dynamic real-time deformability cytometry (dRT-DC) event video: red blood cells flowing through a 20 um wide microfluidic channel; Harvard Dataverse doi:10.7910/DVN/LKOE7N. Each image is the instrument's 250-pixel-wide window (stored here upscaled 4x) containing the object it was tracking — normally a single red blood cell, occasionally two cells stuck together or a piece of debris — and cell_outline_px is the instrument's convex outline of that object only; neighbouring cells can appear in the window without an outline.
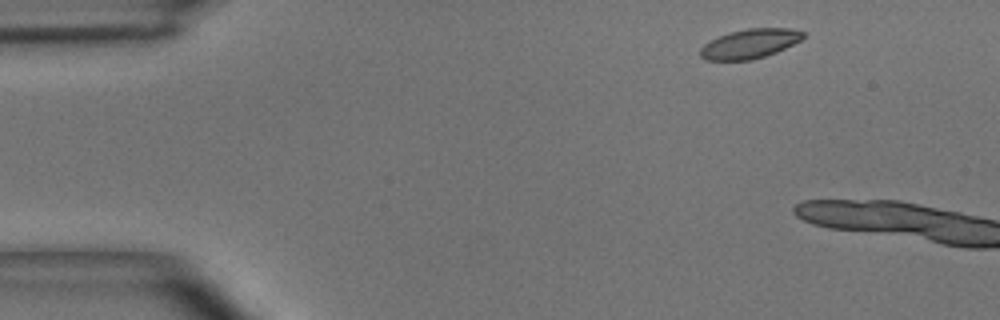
{"species": "common noctule bat (a hibernating species)", "species_latin": "Nyctalus noctula", "temperature_condition": "room temperature", "stored_images_in_passage": 2, "camera_frame_rate_fps": 3000, "um_per_image_px": 0.085, "animal": {"sex": "male", "body_mass_g": 15.6}, "frame": {"image": 1, "passage_image": 1, "time_ms": 0.0, "image_size_px": [1000, 320], "cell_outline_px": [[804, 36], [800, 40], [776, 52], [752, 60], [704, 60], [700, 56], [700, 48], [704, 44], [728, 32], [748, 28], [792, 28], [804, 32]], "centroid_in_image_um": [63.72, 3.71], "position_along_channel_um": 21.3, "area_um2": 17.51}}